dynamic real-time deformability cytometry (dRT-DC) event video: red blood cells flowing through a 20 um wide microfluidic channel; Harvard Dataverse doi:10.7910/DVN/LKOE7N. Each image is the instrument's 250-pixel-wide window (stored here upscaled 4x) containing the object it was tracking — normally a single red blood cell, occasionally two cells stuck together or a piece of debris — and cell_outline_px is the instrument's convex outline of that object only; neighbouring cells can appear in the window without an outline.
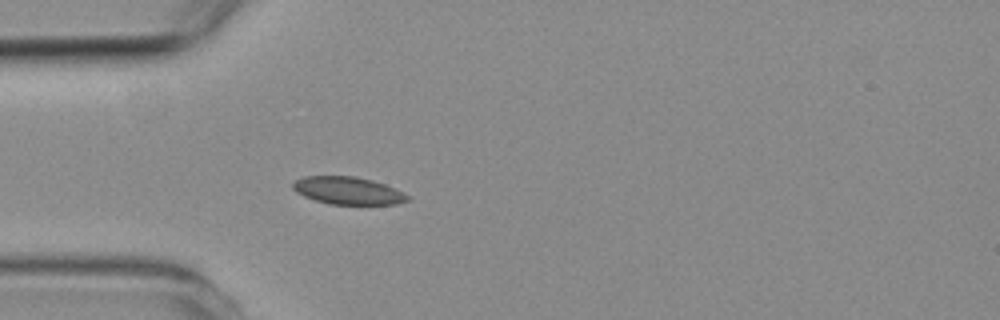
{"species": "common noctule bat (a hibernating species)", "species_latin": "Nyctalus noctula", "temperature_condition": "room temperature", "stored_images_in_passage": 2, "camera_frame_rate_fps": 3000, "um_per_image_px": 0.085, "animal": {"sex": "female", "body_mass_g": 19.3, "forearm_length_mm": 54.1}, "frame": {"image": 1, "passage_image": 2, "time_ms": 2.0, "image_size_px": [1000, 320], "cell_outline_px": [[412, 200], [396, 204], [328, 204], [304, 196], [296, 192], [292, 188], [292, 184], [296, 180], [304, 176], [356, 176], [372, 180], [384, 184], [404, 192], [412, 196]], "centroid_in_image_um": [29.62, 16.2], "position_along_channel_um": 55.4, "area_um2": 18.55}}